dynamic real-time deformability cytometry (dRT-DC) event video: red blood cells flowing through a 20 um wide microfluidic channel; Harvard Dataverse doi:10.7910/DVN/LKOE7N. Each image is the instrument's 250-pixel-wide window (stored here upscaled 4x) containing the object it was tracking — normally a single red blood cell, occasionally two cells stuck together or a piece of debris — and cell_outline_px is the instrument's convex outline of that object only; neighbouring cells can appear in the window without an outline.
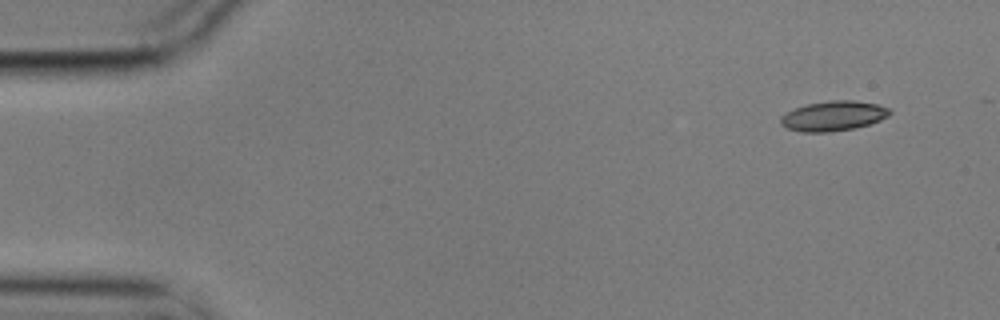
{"species": "common noctule bat (a hibernating species)", "species_latin": "Nyctalus noctula", "temperature_condition": "cold", "stored_images_in_passage": 14, "camera_frame_rate_fps": 3000, "um_per_image_px": 0.085, "animal": {"sex": "male", "body_mass_g": 17.9}, "frame": {"image": 1, "passage_image": 1, "time_ms": 0.0, "image_size_px": [1000, 320], "cell_outline_px": [[892, 112], [888, 116], [880, 120], [868, 124], [852, 128], [828, 132], [800, 132], [788, 128], [780, 124], [780, 116], [804, 104], [828, 100], [852, 100], [876, 104], [888, 108]], "centroid_in_image_um": [70.8, 9.85], "position_along_channel_um": 14.2, "area_um2": 18.9}}
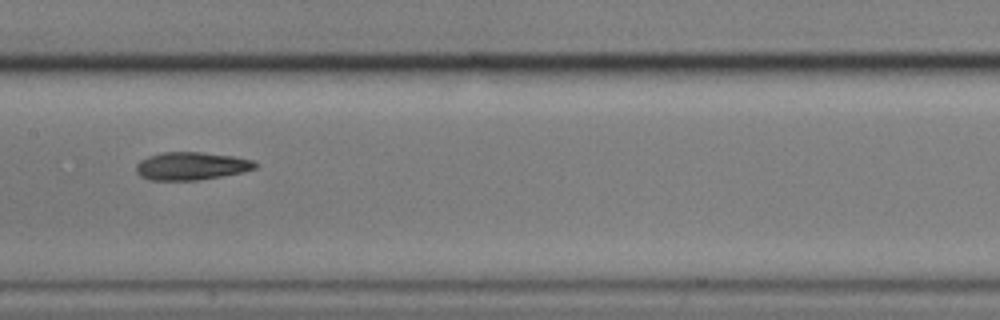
{"frame": {"image": 2, "passage_image": 7, "time_ms": 2.0, "image_size_px": [1000, 320], "cell_outline_px": [[260, 164], [256, 168], [244, 172], [196, 180], [148, 180], [140, 176], [136, 172], [136, 164], [140, 160], [148, 156], [164, 152], [200, 152], [236, 156], [252, 160]], "centroid_in_image_um": [16.27, 14.11], "position_along_channel_um": 191.1, "area_um2": 19.48}}
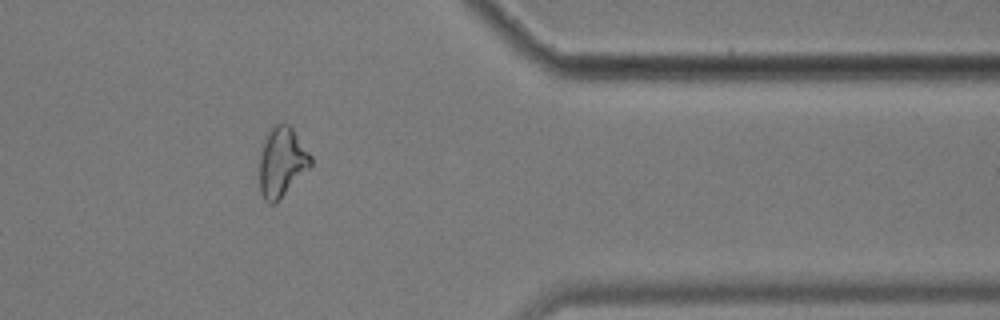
{"frame": {"image": 3, "passage_image": 12, "time_ms": 3.667, "image_size_px": [1000, 320], "cell_outline_px": [[312, 164], [276, 204], [268, 204], [264, 200], [260, 192], [260, 148], [264, 136], [272, 124], [288, 124], [292, 128], [312, 156]], "centroid_in_image_um": [23.92, 13.77], "position_along_channel_um": 387.5, "area_um2": 21.04}}